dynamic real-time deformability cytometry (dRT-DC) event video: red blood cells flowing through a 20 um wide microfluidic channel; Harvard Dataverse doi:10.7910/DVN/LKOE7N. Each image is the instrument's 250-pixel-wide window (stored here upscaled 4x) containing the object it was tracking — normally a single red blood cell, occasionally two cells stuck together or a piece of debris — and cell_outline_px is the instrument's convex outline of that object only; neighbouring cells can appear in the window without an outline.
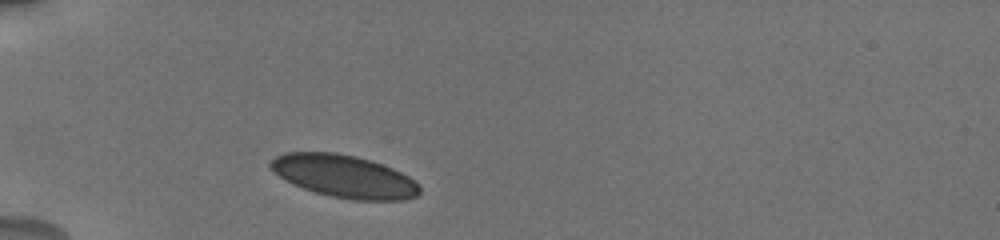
{"species": "human", "species_latin": "Homo sapiens", "temperature_condition": "cold", "stored_images_in_passage": 8, "camera_frame_rate_fps": 3000, "um_per_image_px": 0.085, "donor": {"sex": "male"}, "frame": {"image": 1, "passage_image": 1, "time_ms": 0.0, "image_size_px": [1000, 240], "cell_outline_px": [[420, 192], [416, 196], [404, 200], [352, 200], [332, 196], [316, 192], [292, 184], [268, 168], [268, 164], [276, 156], [284, 152], [336, 152], [356, 156], [372, 160], [392, 168], [408, 176], [420, 188]], "centroid_in_image_um": [29.22, 14.97], "position_along_channel_um": 55.8, "area_um2": 36.93}}
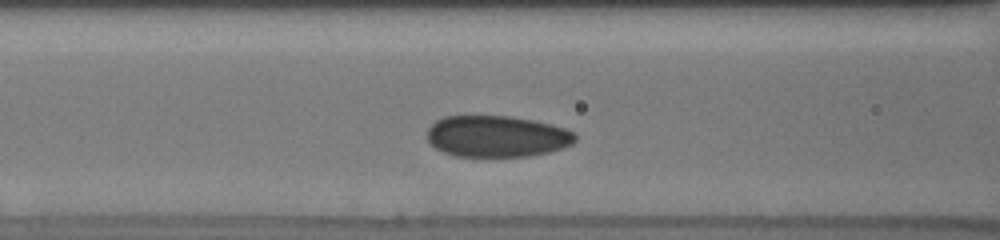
{"frame": {"image": 2, "passage_image": 6, "time_ms": 2.333, "image_size_px": [1000, 240], "cell_outline_px": [[576, 140], [572, 144], [548, 152], [528, 156], [456, 156], [444, 152], [436, 148], [428, 140], [428, 128], [436, 120], [444, 116], [508, 116], [532, 120], [564, 128], [576, 132]], "centroid_in_image_um": [42.23, 11.58], "position_along_channel_um": 124.4, "area_um2": 35.49}}
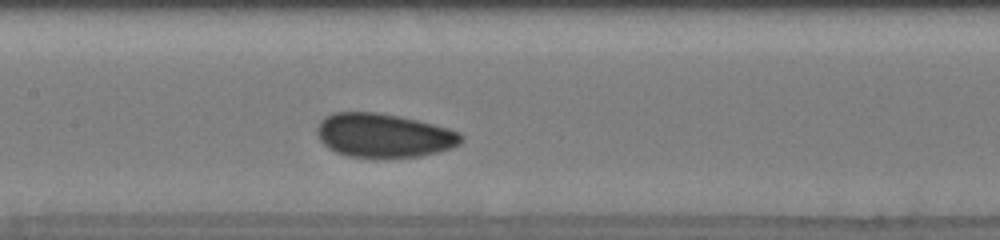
{"frame": {"image": 3, "passage_image": 8, "time_ms": 3.667, "image_size_px": [1000, 240], "cell_outline_px": [[464, 140], [460, 144], [452, 148], [420, 156], [372, 160], [348, 156], [336, 152], [328, 148], [320, 140], [316, 132], [316, 128], [320, 120], [324, 116], [332, 112], [376, 112], [400, 116], [448, 128], [460, 132], [464, 136]], "centroid_in_image_um": [32.6, 11.54], "position_along_channel_um": 174.8, "area_um2": 37.74}}